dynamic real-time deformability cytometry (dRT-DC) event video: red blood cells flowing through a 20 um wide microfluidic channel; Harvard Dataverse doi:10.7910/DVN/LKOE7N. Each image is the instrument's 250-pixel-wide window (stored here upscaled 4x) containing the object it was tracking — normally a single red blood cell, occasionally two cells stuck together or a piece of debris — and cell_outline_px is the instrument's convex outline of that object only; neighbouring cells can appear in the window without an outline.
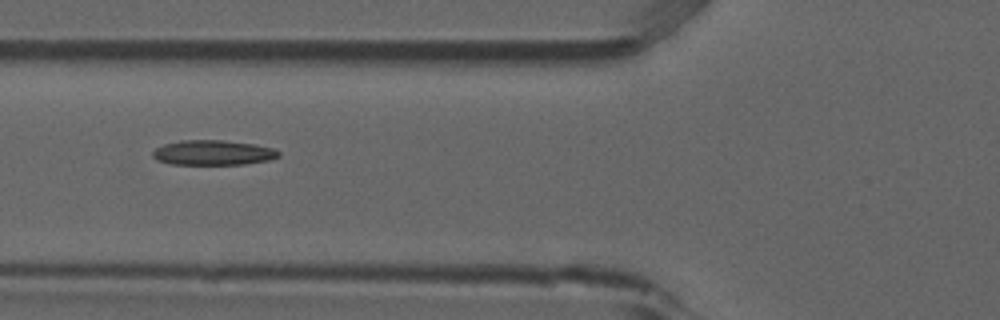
{"species": "common noctule bat (a hibernating species)", "species_latin": "Nyctalus noctula", "temperature_condition": "room temperature", "stored_images_in_passage": 6, "camera_frame_rate_fps": 3000, "um_per_image_px": 0.085, "animal": {"sex": "male", "forearm_length_mm": 52.5}, "frame": {"image": 1, "passage_image": 5, "time_ms": 1.333, "image_size_px": [1000, 320], "cell_outline_px": [[280, 156], [268, 160], [244, 164], [172, 164], [156, 160], [152, 156], [152, 152], [156, 148], [164, 144], [180, 140], [220, 140], [252, 144], [272, 148], [280, 152]], "centroid_in_image_um": [18.07, 12.98], "position_along_channel_um": 107.7, "area_um2": 18.15}}
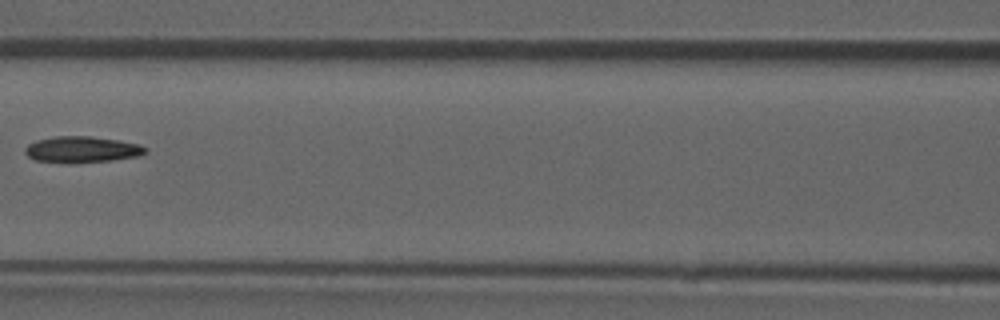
{"frame": {"image": 2, "passage_image": 6, "time_ms": 1.667, "image_size_px": [1000, 320], "cell_outline_px": [[148, 152], [140, 156], [112, 160], [36, 160], [28, 156], [24, 152], [24, 148], [28, 144], [36, 140], [56, 136], [92, 136], [120, 140], [140, 144], [148, 148]], "centroid_in_image_um": [7.04, 12.65], "position_along_channel_um": 159.6, "area_um2": 17.69}}